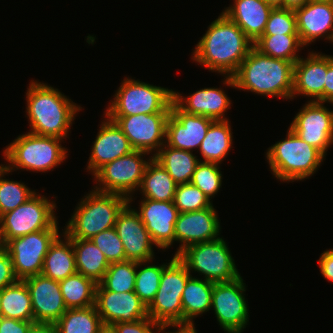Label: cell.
Listing matches in <instances>:
<instances>
[{"instance_id": "13", "label": "cell", "mask_w": 333, "mask_h": 333, "mask_svg": "<svg viewBox=\"0 0 333 333\" xmlns=\"http://www.w3.org/2000/svg\"><path fill=\"white\" fill-rule=\"evenodd\" d=\"M246 289L242 276L213 285L211 310L220 327L227 333H241L248 325L249 308L244 294Z\"/></svg>"}, {"instance_id": "37", "label": "cell", "mask_w": 333, "mask_h": 333, "mask_svg": "<svg viewBox=\"0 0 333 333\" xmlns=\"http://www.w3.org/2000/svg\"><path fill=\"white\" fill-rule=\"evenodd\" d=\"M152 261L154 260L136 262L134 292L146 306H148L154 299L160 285L162 272L164 270V263L155 265L151 263Z\"/></svg>"}, {"instance_id": "48", "label": "cell", "mask_w": 333, "mask_h": 333, "mask_svg": "<svg viewBox=\"0 0 333 333\" xmlns=\"http://www.w3.org/2000/svg\"><path fill=\"white\" fill-rule=\"evenodd\" d=\"M324 103H333V56L328 55V69L324 82Z\"/></svg>"}, {"instance_id": "46", "label": "cell", "mask_w": 333, "mask_h": 333, "mask_svg": "<svg viewBox=\"0 0 333 333\" xmlns=\"http://www.w3.org/2000/svg\"><path fill=\"white\" fill-rule=\"evenodd\" d=\"M33 323L0 316V333H28Z\"/></svg>"}, {"instance_id": "44", "label": "cell", "mask_w": 333, "mask_h": 333, "mask_svg": "<svg viewBox=\"0 0 333 333\" xmlns=\"http://www.w3.org/2000/svg\"><path fill=\"white\" fill-rule=\"evenodd\" d=\"M107 329L111 333H160L161 326L147 317L135 322L115 323Z\"/></svg>"}, {"instance_id": "22", "label": "cell", "mask_w": 333, "mask_h": 333, "mask_svg": "<svg viewBox=\"0 0 333 333\" xmlns=\"http://www.w3.org/2000/svg\"><path fill=\"white\" fill-rule=\"evenodd\" d=\"M294 11L299 38L305 47L321 37L333 43V2L309 0Z\"/></svg>"}, {"instance_id": "36", "label": "cell", "mask_w": 333, "mask_h": 333, "mask_svg": "<svg viewBox=\"0 0 333 333\" xmlns=\"http://www.w3.org/2000/svg\"><path fill=\"white\" fill-rule=\"evenodd\" d=\"M254 47L262 54L286 61L296 62L299 50L305 47L299 34L262 35L254 42Z\"/></svg>"}, {"instance_id": "33", "label": "cell", "mask_w": 333, "mask_h": 333, "mask_svg": "<svg viewBox=\"0 0 333 333\" xmlns=\"http://www.w3.org/2000/svg\"><path fill=\"white\" fill-rule=\"evenodd\" d=\"M1 316L34 322L30 292L23 280L1 290Z\"/></svg>"}, {"instance_id": "18", "label": "cell", "mask_w": 333, "mask_h": 333, "mask_svg": "<svg viewBox=\"0 0 333 333\" xmlns=\"http://www.w3.org/2000/svg\"><path fill=\"white\" fill-rule=\"evenodd\" d=\"M174 228L175 241L180 242L175 256L192 244L219 239L221 231L217 211L213 205L198 211L179 213Z\"/></svg>"}, {"instance_id": "20", "label": "cell", "mask_w": 333, "mask_h": 333, "mask_svg": "<svg viewBox=\"0 0 333 333\" xmlns=\"http://www.w3.org/2000/svg\"><path fill=\"white\" fill-rule=\"evenodd\" d=\"M141 221L148 230L155 247L166 250L175 242V222L179 210L173 201H156L142 198L139 210Z\"/></svg>"}, {"instance_id": "10", "label": "cell", "mask_w": 333, "mask_h": 333, "mask_svg": "<svg viewBox=\"0 0 333 333\" xmlns=\"http://www.w3.org/2000/svg\"><path fill=\"white\" fill-rule=\"evenodd\" d=\"M146 154L148 155L146 152L133 150L130 154L105 164L93 176L98 184L93 187L94 190L124 195L131 205L133 193L138 191L146 166L153 158L150 156V159L145 160Z\"/></svg>"}, {"instance_id": "34", "label": "cell", "mask_w": 333, "mask_h": 333, "mask_svg": "<svg viewBox=\"0 0 333 333\" xmlns=\"http://www.w3.org/2000/svg\"><path fill=\"white\" fill-rule=\"evenodd\" d=\"M54 325L58 333H103L106 330L95 305L67 309Z\"/></svg>"}, {"instance_id": "21", "label": "cell", "mask_w": 333, "mask_h": 333, "mask_svg": "<svg viewBox=\"0 0 333 333\" xmlns=\"http://www.w3.org/2000/svg\"><path fill=\"white\" fill-rule=\"evenodd\" d=\"M23 281L30 292L34 322L55 324L67 310L59 281L42 274L27 277Z\"/></svg>"}, {"instance_id": "35", "label": "cell", "mask_w": 333, "mask_h": 333, "mask_svg": "<svg viewBox=\"0 0 333 333\" xmlns=\"http://www.w3.org/2000/svg\"><path fill=\"white\" fill-rule=\"evenodd\" d=\"M67 309L87 308L95 305L97 284L82 274L75 273L59 281Z\"/></svg>"}, {"instance_id": "47", "label": "cell", "mask_w": 333, "mask_h": 333, "mask_svg": "<svg viewBox=\"0 0 333 333\" xmlns=\"http://www.w3.org/2000/svg\"><path fill=\"white\" fill-rule=\"evenodd\" d=\"M318 263L321 275L329 282H333V251L326 249L321 253Z\"/></svg>"}, {"instance_id": "7", "label": "cell", "mask_w": 333, "mask_h": 333, "mask_svg": "<svg viewBox=\"0 0 333 333\" xmlns=\"http://www.w3.org/2000/svg\"><path fill=\"white\" fill-rule=\"evenodd\" d=\"M173 90L126 77L110 101L105 116L171 113Z\"/></svg>"}, {"instance_id": "51", "label": "cell", "mask_w": 333, "mask_h": 333, "mask_svg": "<svg viewBox=\"0 0 333 333\" xmlns=\"http://www.w3.org/2000/svg\"><path fill=\"white\" fill-rule=\"evenodd\" d=\"M309 0H283V8L293 9L299 8Z\"/></svg>"}, {"instance_id": "55", "label": "cell", "mask_w": 333, "mask_h": 333, "mask_svg": "<svg viewBox=\"0 0 333 333\" xmlns=\"http://www.w3.org/2000/svg\"><path fill=\"white\" fill-rule=\"evenodd\" d=\"M103 333H111L108 329H106Z\"/></svg>"}, {"instance_id": "38", "label": "cell", "mask_w": 333, "mask_h": 333, "mask_svg": "<svg viewBox=\"0 0 333 333\" xmlns=\"http://www.w3.org/2000/svg\"><path fill=\"white\" fill-rule=\"evenodd\" d=\"M10 173L3 164L0 165V217L32 197L36 191L30 189L26 184L5 179V175Z\"/></svg>"}, {"instance_id": "23", "label": "cell", "mask_w": 333, "mask_h": 333, "mask_svg": "<svg viewBox=\"0 0 333 333\" xmlns=\"http://www.w3.org/2000/svg\"><path fill=\"white\" fill-rule=\"evenodd\" d=\"M328 69V55L309 52L308 57H300L294 64L293 91L296 95L313 98L309 101L324 102V82Z\"/></svg>"}, {"instance_id": "39", "label": "cell", "mask_w": 333, "mask_h": 333, "mask_svg": "<svg viewBox=\"0 0 333 333\" xmlns=\"http://www.w3.org/2000/svg\"><path fill=\"white\" fill-rule=\"evenodd\" d=\"M136 261L125 260L111 263L100 284L112 292H132L135 290Z\"/></svg>"}, {"instance_id": "14", "label": "cell", "mask_w": 333, "mask_h": 333, "mask_svg": "<svg viewBox=\"0 0 333 333\" xmlns=\"http://www.w3.org/2000/svg\"><path fill=\"white\" fill-rule=\"evenodd\" d=\"M170 114L155 113L105 117L118 125L128 138L133 150L151 153L154 157L165 144L166 125Z\"/></svg>"}, {"instance_id": "49", "label": "cell", "mask_w": 333, "mask_h": 333, "mask_svg": "<svg viewBox=\"0 0 333 333\" xmlns=\"http://www.w3.org/2000/svg\"><path fill=\"white\" fill-rule=\"evenodd\" d=\"M28 333H58V330L54 324L35 322Z\"/></svg>"}, {"instance_id": "1", "label": "cell", "mask_w": 333, "mask_h": 333, "mask_svg": "<svg viewBox=\"0 0 333 333\" xmlns=\"http://www.w3.org/2000/svg\"><path fill=\"white\" fill-rule=\"evenodd\" d=\"M254 43L223 12L196 44L192 60L223 76H232L247 57Z\"/></svg>"}, {"instance_id": "54", "label": "cell", "mask_w": 333, "mask_h": 333, "mask_svg": "<svg viewBox=\"0 0 333 333\" xmlns=\"http://www.w3.org/2000/svg\"><path fill=\"white\" fill-rule=\"evenodd\" d=\"M0 316H1V290H0Z\"/></svg>"}, {"instance_id": "2", "label": "cell", "mask_w": 333, "mask_h": 333, "mask_svg": "<svg viewBox=\"0 0 333 333\" xmlns=\"http://www.w3.org/2000/svg\"><path fill=\"white\" fill-rule=\"evenodd\" d=\"M294 62L262 54L253 47L232 76H224V85L251 91L270 98L291 99Z\"/></svg>"}, {"instance_id": "11", "label": "cell", "mask_w": 333, "mask_h": 333, "mask_svg": "<svg viewBox=\"0 0 333 333\" xmlns=\"http://www.w3.org/2000/svg\"><path fill=\"white\" fill-rule=\"evenodd\" d=\"M55 201L37 192L25 203L0 217V227L6 243L14 238L48 228H59Z\"/></svg>"}, {"instance_id": "6", "label": "cell", "mask_w": 333, "mask_h": 333, "mask_svg": "<svg viewBox=\"0 0 333 333\" xmlns=\"http://www.w3.org/2000/svg\"><path fill=\"white\" fill-rule=\"evenodd\" d=\"M61 142L63 139L31 132L19 135L3 150L8 163L3 165L10 172L21 169L45 173L66 160L68 149Z\"/></svg>"}, {"instance_id": "40", "label": "cell", "mask_w": 333, "mask_h": 333, "mask_svg": "<svg viewBox=\"0 0 333 333\" xmlns=\"http://www.w3.org/2000/svg\"><path fill=\"white\" fill-rule=\"evenodd\" d=\"M218 163L199 162L193 173L191 183L198 187L210 200L222 186V172Z\"/></svg>"}, {"instance_id": "28", "label": "cell", "mask_w": 333, "mask_h": 333, "mask_svg": "<svg viewBox=\"0 0 333 333\" xmlns=\"http://www.w3.org/2000/svg\"><path fill=\"white\" fill-rule=\"evenodd\" d=\"M214 283L191 276L182 294V325H194L195 317L211 310Z\"/></svg>"}, {"instance_id": "32", "label": "cell", "mask_w": 333, "mask_h": 333, "mask_svg": "<svg viewBox=\"0 0 333 333\" xmlns=\"http://www.w3.org/2000/svg\"><path fill=\"white\" fill-rule=\"evenodd\" d=\"M177 184L171 175L154 158L150 160L144 171L139 187L142 198L156 201H173Z\"/></svg>"}, {"instance_id": "16", "label": "cell", "mask_w": 333, "mask_h": 333, "mask_svg": "<svg viewBox=\"0 0 333 333\" xmlns=\"http://www.w3.org/2000/svg\"><path fill=\"white\" fill-rule=\"evenodd\" d=\"M95 307L106 327L148 317L147 306L132 292L107 291L100 283L95 290Z\"/></svg>"}, {"instance_id": "25", "label": "cell", "mask_w": 333, "mask_h": 333, "mask_svg": "<svg viewBox=\"0 0 333 333\" xmlns=\"http://www.w3.org/2000/svg\"><path fill=\"white\" fill-rule=\"evenodd\" d=\"M173 102L185 113L205 116L215 120H228L226 110L231 106L230 97L221 88H202L191 95L183 96L173 91Z\"/></svg>"}, {"instance_id": "53", "label": "cell", "mask_w": 333, "mask_h": 333, "mask_svg": "<svg viewBox=\"0 0 333 333\" xmlns=\"http://www.w3.org/2000/svg\"><path fill=\"white\" fill-rule=\"evenodd\" d=\"M273 8H283V0H265Z\"/></svg>"}, {"instance_id": "4", "label": "cell", "mask_w": 333, "mask_h": 333, "mask_svg": "<svg viewBox=\"0 0 333 333\" xmlns=\"http://www.w3.org/2000/svg\"><path fill=\"white\" fill-rule=\"evenodd\" d=\"M128 203L129 199L124 195L92 189L81 198L62 234L68 238L91 239L115 227L118 214Z\"/></svg>"}, {"instance_id": "52", "label": "cell", "mask_w": 333, "mask_h": 333, "mask_svg": "<svg viewBox=\"0 0 333 333\" xmlns=\"http://www.w3.org/2000/svg\"><path fill=\"white\" fill-rule=\"evenodd\" d=\"M6 246H7V243L5 241L3 231L1 230V227H0V255L3 254L4 252H6Z\"/></svg>"}, {"instance_id": "26", "label": "cell", "mask_w": 333, "mask_h": 333, "mask_svg": "<svg viewBox=\"0 0 333 333\" xmlns=\"http://www.w3.org/2000/svg\"><path fill=\"white\" fill-rule=\"evenodd\" d=\"M234 3L222 12L236 23L254 43L265 30L273 7L265 0H233Z\"/></svg>"}, {"instance_id": "15", "label": "cell", "mask_w": 333, "mask_h": 333, "mask_svg": "<svg viewBox=\"0 0 333 333\" xmlns=\"http://www.w3.org/2000/svg\"><path fill=\"white\" fill-rule=\"evenodd\" d=\"M289 127L326 157L333 144V111L324 102L307 101Z\"/></svg>"}, {"instance_id": "12", "label": "cell", "mask_w": 333, "mask_h": 333, "mask_svg": "<svg viewBox=\"0 0 333 333\" xmlns=\"http://www.w3.org/2000/svg\"><path fill=\"white\" fill-rule=\"evenodd\" d=\"M59 228L32 232L7 242L6 251L12 259L15 276L19 280L40 275L50 245L62 234Z\"/></svg>"}, {"instance_id": "45", "label": "cell", "mask_w": 333, "mask_h": 333, "mask_svg": "<svg viewBox=\"0 0 333 333\" xmlns=\"http://www.w3.org/2000/svg\"><path fill=\"white\" fill-rule=\"evenodd\" d=\"M18 280L13 270L12 259L6 251L0 255V290L16 283Z\"/></svg>"}, {"instance_id": "50", "label": "cell", "mask_w": 333, "mask_h": 333, "mask_svg": "<svg viewBox=\"0 0 333 333\" xmlns=\"http://www.w3.org/2000/svg\"><path fill=\"white\" fill-rule=\"evenodd\" d=\"M170 327L177 328V330L167 332L165 329H170ZM160 333H197V330L194 325H165L161 327Z\"/></svg>"}, {"instance_id": "42", "label": "cell", "mask_w": 333, "mask_h": 333, "mask_svg": "<svg viewBox=\"0 0 333 333\" xmlns=\"http://www.w3.org/2000/svg\"><path fill=\"white\" fill-rule=\"evenodd\" d=\"M282 34H298L295 11L287 8H273L263 35Z\"/></svg>"}, {"instance_id": "30", "label": "cell", "mask_w": 333, "mask_h": 333, "mask_svg": "<svg viewBox=\"0 0 333 333\" xmlns=\"http://www.w3.org/2000/svg\"><path fill=\"white\" fill-rule=\"evenodd\" d=\"M231 130L229 119L213 121L201 142L199 152L203 160L199 161L221 164L232 148Z\"/></svg>"}, {"instance_id": "31", "label": "cell", "mask_w": 333, "mask_h": 333, "mask_svg": "<svg viewBox=\"0 0 333 333\" xmlns=\"http://www.w3.org/2000/svg\"><path fill=\"white\" fill-rule=\"evenodd\" d=\"M171 175L177 185L190 183L198 157L190 151L176 149L164 144L153 157Z\"/></svg>"}, {"instance_id": "24", "label": "cell", "mask_w": 333, "mask_h": 333, "mask_svg": "<svg viewBox=\"0 0 333 333\" xmlns=\"http://www.w3.org/2000/svg\"><path fill=\"white\" fill-rule=\"evenodd\" d=\"M106 118L100 124L87 162V170L91 172L92 176L105 164L133 151L128 138L118 125L108 117Z\"/></svg>"}, {"instance_id": "17", "label": "cell", "mask_w": 333, "mask_h": 333, "mask_svg": "<svg viewBox=\"0 0 333 333\" xmlns=\"http://www.w3.org/2000/svg\"><path fill=\"white\" fill-rule=\"evenodd\" d=\"M214 120L205 116L185 113L174 102L166 125L167 146L193 152L200 148L207 130Z\"/></svg>"}, {"instance_id": "3", "label": "cell", "mask_w": 333, "mask_h": 333, "mask_svg": "<svg viewBox=\"0 0 333 333\" xmlns=\"http://www.w3.org/2000/svg\"><path fill=\"white\" fill-rule=\"evenodd\" d=\"M26 93V114L31 133L65 139L82 107L58 89L31 80Z\"/></svg>"}, {"instance_id": "5", "label": "cell", "mask_w": 333, "mask_h": 333, "mask_svg": "<svg viewBox=\"0 0 333 333\" xmlns=\"http://www.w3.org/2000/svg\"><path fill=\"white\" fill-rule=\"evenodd\" d=\"M286 138L277 141L266 152L274 177L283 182L308 179L320 167L325 156L301 139L290 127Z\"/></svg>"}, {"instance_id": "43", "label": "cell", "mask_w": 333, "mask_h": 333, "mask_svg": "<svg viewBox=\"0 0 333 333\" xmlns=\"http://www.w3.org/2000/svg\"><path fill=\"white\" fill-rule=\"evenodd\" d=\"M90 240L102 251L110 264L126 260L123 243L115 227L98 233Z\"/></svg>"}, {"instance_id": "9", "label": "cell", "mask_w": 333, "mask_h": 333, "mask_svg": "<svg viewBox=\"0 0 333 333\" xmlns=\"http://www.w3.org/2000/svg\"><path fill=\"white\" fill-rule=\"evenodd\" d=\"M177 257L190 273L198 272L204 276L203 279L213 283L229 282L241 276L223 237L192 244L182 250Z\"/></svg>"}, {"instance_id": "27", "label": "cell", "mask_w": 333, "mask_h": 333, "mask_svg": "<svg viewBox=\"0 0 333 333\" xmlns=\"http://www.w3.org/2000/svg\"><path fill=\"white\" fill-rule=\"evenodd\" d=\"M60 235L50 245L44 258L41 274L55 281H61L77 273L75 253L72 241L65 235Z\"/></svg>"}, {"instance_id": "19", "label": "cell", "mask_w": 333, "mask_h": 333, "mask_svg": "<svg viewBox=\"0 0 333 333\" xmlns=\"http://www.w3.org/2000/svg\"><path fill=\"white\" fill-rule=\"evenodd\" d=\"M128 203L118 214L115 229L121 239L126 260L136 262L154 260V242L141 221L140 215Z\"/></svg>"}, {"instance_id": "41", "label": "cell", "mask_w": 333, "mask_h": 333, "mask_svg": "<svg viewBox=\"0 0 333 333\" xmlns=\"http://www.w3.org/2000/svg\"><path fill=\"white\" fill-rule=\"evenodd\" d=\"M173 203L179 210V213L198 211L209 208L213 205L212 200H210L191 182L177 185Z\"/></svg>"}, {"instance_id": "29", "label": "cell", "mask_w": 333, "mask_h": 333, "mask_svg": "<svg viewBox=\"0 0 333 333\" xmlns=\"http://www.w3.org/2000/svg\"><path fill=\"white\" fill-rule=\"evenodd\" d=\"M69 239L75 253L77 273L99 284L110 265L107 258L90 239Z\"/></svg>"}, {"instance_id": "8", "label": "cell", "mask_w": 333, "mask_h": 333, "mask_svg": "<svg viewBox=\"0 0 333 333\" xmlns=\"http://www.w3.org/2000/svg\"><path fill=\"white\" fill-rule=\"evenodd\" d=\"M164 263L158 291L147 306L148 317L161 327L182 325V294L192 276L185 264L175 255Z\"/></svg>"}]
</instances>
